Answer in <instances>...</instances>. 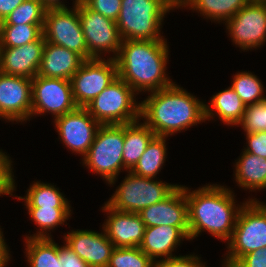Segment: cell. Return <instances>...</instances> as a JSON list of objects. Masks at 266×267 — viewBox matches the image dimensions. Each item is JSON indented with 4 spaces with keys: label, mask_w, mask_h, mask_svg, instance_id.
<instances>
[{
    "label": "cell",
    "mask_w": 266,
    "mask_h": 267,
    "mask_svg": "<svg viewBox=\"0 0 266 267\" xmlns=\"http://www.w3.org/2000/svg\"><path fill=\"white\" fill-rule=\"evenodd\" d=\"M168 47L165 40H122L115 61L118 77L135 92H154L173 84L166 77Z\"/></svg>",
    "instance_id": "1"
},
{
    "label": "cell",
    "mask_w": 266,
    "mask_h": 267,
    "mask_svg": "<svg viewBox=\"0 0 266 267\" xmlns=\"http://www.w3.org/2000/svg\"><path fill=\"white\" fill-rule=\"evenodd\" d=\"M140 104V117L156 136L167 137L205 121V104L175 83Z\"/></svg>",
    "instance_id": "2"
},
{
    "label": "cell",
    "mask_w": 266,
    "mask_h": 267,
    "mask_svg": "<svg viewBox=\"0 0 266 267\" xmlns=\"http://www.w3.org/2000/svg\"><path fill=\"white\" fill-rule=\"evenodd\" d=\"M184 191L188 204L189 239H194L201 230H207L214 237L229 242L242 208L236 207L233 192L211 184L192 192L184 187Z\"/></svg>",
    "instance_id": "3"
},
{
    "label": "cell",
    "mask_w": 266,
    "mask_h": 267,
    "mask_svg": "<svg viewBox=\"0 0 266 267\" xmlns=\"http://www.w3.org/2000/svg\"><path fill=\"white\" fill-rule=\"evenodd\" d=\"M173 8L167 0H121L116 24L122 40H165L160 26Z\"/></svg>",
    "instance_id": "4"
},
{
    "label": "cell",
    "mask_w": 266,
    "mask_h": 267,
    "mask_svg": "<svg viewBox=\"0 0 266 267\" xmlns=\"http://www.w3.org/2000/svg\"><path fill=\"white\" fill-rule=\"evenodd\" d=\"M229 241L224 267H232L242 256L266 247V204L254 199L243 203Z\"/></svg>",
    "instance_id": "5"
},
{
    "label": "cell",
    "mask_w": 266,
    "mask_h": 267,
    "mask_svg": "<svg viewBox=\"0 0 266 267\" xmlns=\"http://www.w3.org/2000/svg\"><path fill=\"white\" fill-rule=\"evenodd\" d=\"M134 92L124 80L117 77L85 108L100 125L132 123L141 119V104L134 100Z\"/></svg>",
    "instance_id": "6"
},
{
    "label": "cell",
    "mask_w": 266,
    "mask_h": 267,
    "mask_svg": "<svg viewBox=\"0 0 266 267\" xmlns=\"http://www.w3.org/2000/svg\"><path fill=\"white\" fill-rule=\"evenodd\" d=\"M123 148L124 124L100 125L83 163L114 184L123 168Z\"/></svg>",
    "instance_id": "7"
},
{
    "label": "cell",
    "mask_w": 266,
    "mask_h": 267,
    "mask_svg": "<svg viewBox=\"0 0 266 267\" xmlns=\"http://www.w3.org/2000/svg\"><path fill=\"white\" fill-rule=\"evenodd\" d=\"M128 173L107 202L115 210L139 213L142 209L165 199L179 186L137 176L131 171Z\"/></svg>",
    "instance_id": "8"
},
{
    "label": "cell",
    "mask_w": 266,
    "mask_h": 267,
    "mask_svg": "<svg viewBox=\"0 0 266 267\" xmlns=\"http://www.w3.org/2000/svg\"><path fill=\"white\" fill-rule=\"evenodd\" d=\"M43 36L46 42L65 47L88 60V49L78 15V8H48Z\"/></svg>",
    "instance_id": "9"
},
{
    "label": "cell",
    "mask_w": 266,
    "mask_h": 267,
    "mask_svg": "<svg viewBox=\"0 0 266 267\" xmlns=\"http://www.w3.org/2000/svg\"><path fill=\"white\" fill-rule=\"evenodd\" d=\"M118 77L115 59L85 60L71 77L73 99L77 107L85 108Z\"/></svg>",
    "instance_id": "10"
},
{
    "label": "cell",
    "mask_w": 266,
    "mask_h": 267,
    "mask_svg": "<svg viewBox=\"0 0 266 267\" xmlns=\"http://www.w3.org/2000/svg\"><path fill=\"white\" fill-rule=\"evenodd\" d=\"M75 6L78 8V15L87 44L88 60L101 58L100 54L103 50L109 53L112 51L115 54L112 59H115L122 43L116 22L89 9L83 2H78Z\"/></svg>",
    "instance_id": "11"
},
{
    "label": "cell",
    "mask_w": 266,
    "mask_h": 267,
    "mask_svg": "<svg viewBox=\"0 0 266 267\" xmlns=\"http://www.w3.org/2000/svg\"><path fill=\"white\" fill-rule=\"evenodd\" d=\"M225 22L232 41L241 49L259 47L266 40V0H251Z\"/></svg>",
    "instance_id": "12"
},
{
    "label": "cell",
    "mask_w": 266,
    "mask_h": 267,
    "mask_svg": "<svg viewBox=\"0 0 266 267\" xmlns=\"http://www.w3.org/2000/svg\"><path fill=\"white\" fill-rule=\"evenodd\" d=\"M76 108L70 80L40 75L32 79L31 116L51 112L56 119Z\"/></svg>",
    "instance_id": "13"
},
{
    "label": "cell",
    "mask_w": 266,
    "mask_h": 267,
    "mask_svg": "<svg viewBox=\"0 0 266 267\" xmlns=\"http://www.w3.org/2000/svg\"><path fill=\"white\" fill-rule=\"evenodd\" d=\"M54 122L60 135L59 139H62L66 147L85 157L100 126L88 110L77 107L57 117Z\"/></svg>",
    "instance_id": "14"
},
{
    "label": "cell",
    "mask_w": 266,
    "mask_h": 267,
    "mask_svg": "<svg viewBox=\"0 0 266 267\" xmlns=\"http://www.w3.org/2000/svg\"><path fill=\"white\" fill-rule=\"evenodd\" d=\"M32 79L0 72V117L26 121L31 117Z\"/></svg>",
    "instance_id": "15"
},
{
    "label": "cell",
    "mask_w": 266,
    "mask_h": 267,
    "mask_svg": "<svg viewBox=\"0 0 266 267\" xmlns=\"http://www.w3.org/2000/svg\"><path fill=\"white\" fill-rule=\"evenodd\" d=\"M138 214L146 227H178L189 238L188 204L184 186L179 185L165 199L142 209Z\"/></svg>",
    "instance_id": "16"
},
{
    "label": "cell",
    "mask_w": 266,
    "mask_h": 267,
    "mask_svg": "<svg viewBox=\"0 0 266 267\" xmlns=\"http://www.w3.org/2000/svg\"><path fill=\"white\" fill-rule=\"evenodd\" d=\"M44 47L43 35L19 47H0V72L33 79L38 73Z\"/></svg>",
    "instance_id": "17"
},
{
    "label": "cell",
    "mask_w": 266,
    "mask_h": 267,
    "mask_svg": "<svg viewBox=\"0 0 266 267\" xmlns=\"http://www.w3.org/2000/svg\"><path fill=\"white\" fill-rule=\"evenodd\" d=\"M102 210L108 212L107 215H109L103 229L115 247H139L141 245L146 226L138 213L115 210L107 203Z\"/></svg>",
    "instance_id": "18"
},
{
    "label": "cell",
    "mask_w": 266,
    "mask_h": 267,
    "mask_svg": "<svg viewBox=\"0 0 266 267\" xmlns=\"http://www.w3.org/2000/svg\"><path fill=\"white\" fill-rule=\"evenodd\" d=\"M98 233L88 230H77L66 234L65 240L84 262L91 267H107L110 256L115 249L105 231Z\"/></svg>",
    "instance_id": "19"
},
{
    "label": "cell",
    "mask_w": 266,
    "mask_h": 267,
    "mask_svg": "<svg viewBox=\"0 0 266 267\" xmlns=\"http://www.w3.org/2000/svg\"><path fill=\"white\" fill-rule=\"evenodd\" d=\"M84 61L80 54L45 41L37 75L70 80Z\"/></svg>",
    "instance_id": "20"
},
{
    "label": "cell",
    "mask_w": 266,
    "mask_h": 267,
    "mask_svg": "<svg viewBox=\"0 0 266 267\" xmlns=\"http://www.w3.org/2000/svg\"><path fill=\"white\" fill-rule=\"evenodd\" d=\"M182 238L189 239L178 227L158 225L146 227L139 248L153 260L156 257L170 258Z\"/></svg>",
    "instance_id": "21"
},
{
    "label": "cell",
    "mask_w": 266,
    "mask_h": 267,
    "mask_svg": "<svg viewBox=\"0 0 266 267\" xmlns=\"http://www.w3.org/2000/svg\"><path fill=\"white\" fill-rule=\"evenodd\" d=\"M138 122L124 124L123 168L126 171L134 168L149 142L156 136L145 123Z\"/></svg>",
    "instance_id": "22"
},
{
    "label": "cell",
    "mask_w": 266,
    "mask_h": 267,
    "mask_svg": "<svg viewBox=\"0 0 266 267\" xmlns=\"http://www.w3.org/2000/svg\"><path fill=\"white\" fill-rule=\"evenodd\" d=\"M210 102L211 108L205 104V119L213 118V111L215 109V114L227 125H238L246 108V105L232 86L213 95Z\"/></svg>",
    "instance_id": "23"
},
{
    "label": "cell",
    "mask_w": 266,
    "mask_h": 267,
    "mask_svg": "<svg viewBox=\"0 0 266 267\" xmlns=\"http://www.w3.org/2000/svg\"><path fill=\"white\" fill-rule=\"evenodd\" d=\"M235 166V178L240 187L250 191L266 188V158L243 151Z\"/></svg>",
    "instance_id": "24"
},
{
    "label": "cell",
    "mask_w": 266,
    "mask_h": 267,
    "mask_svg": "<svg viewBox=\"0 0 266 267\" xmlns=\"http://www.w3.org/2000/svg\"><path fill=\"white\" fill-rule=\"evenodd\" d=\"M30 267H62L59 246L52 238H25Z\"/></svg>",
    "instance_id": "25"
},
{
    "label": "cell",
    "mask_w": 266,
    "mask_h": 267,
    "mask_svg": "<svg viewBox=\"0 0 266 267\" xmlns=\"http://www.w3.org/2000/svg\"><path fill=\"white\" fill-rule=\"evenodd\" d=\"M251 0H185L182 7L190 6L213 21H227Z\"/></svg>",
    "instance_id": "26"
},
{
    "label": "cell",
    "mask_w": 266,
    "mask_h": 267,
    "mask_svg": "<svg viewBox=\"0 0 266 267\" xmlns=\"http://www.w3.org/2000/svg\"><path fill=\"white\" fill-rule=\"evenodd\" d=\"M166 137L155 136L148 144L131 172L137 176L155 178L166 157Z\"/></svg>",
    "instance_id": "27"
},
{
    "label": "cell",
    "mask_w": 266,
    "mask_h": 267,
    "mask_svg": "<svg viewBox=\"0 0 266 267\" xmlns=\"http://www.w3.org/2000/svg\"><path fill=\"white\" fill-rule=\"evenodd\" d=\"M25 199L26 207H52V208H70L69 203L63 194L53 185L41 182H35L27 191L26 197H17Z\"/></svg>",
    "instance_id": "28"
},
{
    "label": "cell",
    "mask_w": 266,
    "mask_h": 267,
    "mask_svg": "<svg viewBox=\"0 0 266 267\" xmlns=\"http://www.w3.org/2000/svg\"><path fill=\"white\" fill-rule=\"evenodd\" d=\"M44 24L0 25V47H19L38 40Z\"/></svg>",
    "instance_id": "29"
},
{
    "label": "cell",
    "mask_w": 266,
    "mask_h": 267,
    "mask_svg": "<svg viewBox=\"0 0 266 267\" xmlns=\"http://www.w3.org/2000/svg\"><path fill=\"white\" fill-rule=\"evenodd\" d=\"M27 209L31 219L40 227V231L36 235H30V238H51L46 232L55 226L63 225L71 214L70 208L27 207Z\"/></svg>",
    "instance_id": "30"
},
{
    "label": "cell",
    "mask_w": 266,
    "mask_h": 267,
    "mask_svg": "<svg viewBox=\"0 0 266 267\" xmlns=\"http://www.w3.org/2000/svg\"><path fill=\"white\" fill-rule=\"evenodd\" d=\"M46 10L40 0H24L0 25L44 24Z\"/></svg>",
    "instance_id": "31"
},
{
    "label": "cell",
    "mask_w": 266,
    "mask_h": 267,
    "mask_svg": "<svg viewBox=\"0 0 266 267\" xmlns=\"http://www.w3.org/2000/svg\"><path fill=\"white\" fill-rule=\"evenodd\" d=\"M232 82V88L246 106L266 100L262 94L264 92L263 85L252 73L238 72Z\"/></svg>",
    "instance_id": "32"
},
{
    "label": "cell",
    "mask_w": 266,
    "mask_h": 267,
    "mask_svg": "<svg viewBox=\"0 0 266 267\" xmlns=\"http://www.w3.org/2000/svg\"><path fill=\"white\" fill-rule=\"evenodd\" d=\"M155 263L139 247H115L107 267H155Z\"/></svg>",
    "instance_id": "33"
},
{
    "label": "cell",
    "mask_w": 266,
    "mask_h": 267,
    "mask_svg": "<svg viewBox=\"0 0 266 267\" xmlns=\"http://www.w3.org/2000/svg\"><path fill=\"white\" fill-rule=\"evenodd\" d=\"M246 134L266 131V100L246 106L244 115L238 123Z\"/></svg>",
    "instance_id": "34"
},
{
    "label": "cell",
    "mask_w": 266,
    "mask_h": 267,
    "mask_svg": "<svg viewBox=\"0 0 266 267\" xmlns=\"http://www.w3.org/2000/svg\"><path fill=\"white\" fill-rule=\"evenodd\" d=\"M89 9L102 14L104 17L110 18L116 22L120 9L121 0H83Z\"/></svg>",
    "instance_id": "35"
},
{
    "label": "cell",
    "mask_w": 266,
    "mask_h": 267,
    "mask_svg": "<svg viewBox=\"0 0 266 267\" xmlns=\"http://www.w3.org/2000/svg\"><path fill=\"white\" fill-rule=\"evenodd\" d=\"M11 165L9 157L0 151V195H12L15 188Z\"/></svg>",
    "instance_id": "36"
},
{
    "label": "cell",
    "mask_w": 266,
    "mask_h": 267,
    "mask_svg": "<svg viewBox=\"0 0 266 267\" xmlns=\"http://www.w3.org/2000/svg\"><path fill=\"white\" fill-rule=\"evenodd\" d=\"M155 267H206L200 262L197 256H174L170 258H163L155 263Z\"/></svg>",
    "instance_id": "37"
},
{
    "label": "cell",
    "mask_w": 266,
    "mask_h": 267,
    "mask_svg": "<svg viewBox=\"0 0 266 267\" xmlns=\"http://www.w3.org/2000/svg\"><path fill=\"white\" fill-rule=\"evenodd\" d=\"M246 137L248 145L245 152L266 158V131L248 133Z\"/></svg>",
    "instance_id": "38"
},
{
    "label": "cell",
    "mask_w": 266,
    "mask_h": 267,
    "mask_svg": "<svg viewBox=\"0 0 266 267\" xmlns=\"http://www.w3.org/2000/svg\"><path fill=\"white\" fill-rule=\"evenodd\" d=\"M232 267H266V247L242 256Z\"/></svg>",
    "instance_id": "39"
},
{
    "label": "cell",
    "mask_w": 266,
    "mask_h": 267,
    "mask_svg": "<svg viewBox=\"0 0 266 267\" xmlns=\"http://www.w3.org/2000/svg\"><path fill=\"white\" fill-rule=\"evenodd\" d=\"M59 260L62 267H91L84 262L67 244L59 247Z\"/></svg>",
    "instance_id": "40"
},
{
    "label": "cell",
    "mask_w": 266,
    "mask_h": 267,
    "mask_svg": "<svg viewBox=\"0 0 266 267\" xmlns=\"http://www.w3.org/2000/svg\"><path fill=\"white\" fill-rule=\"evenodd\" d=\"M24 0H0V22L16 8Z\"/></svg>",
    "instance_id": "41"
},
{
    "label": "cell",
    "mask_w": 266,
    "mask_h": 267,
    "mask_svg": "<svg viewBox=\"0 0 266 267\" xmlns=\"http://www.w3.org/2000/svg\"><path fill=\"white\" fill-rule=\"evenodd\" d=\"M3 232L0 229V267H5L9 259V253L7 250V245L3 239Z\"/></svg>",
    "instance_id": "42"
},
{
    "label": "cell",
    "mask_w": 266,
    "mask_h": 267,
    "mask_svg": "<svg viewBox=\"0 0 266 267\" xmlns=\"http://www.w3.org/2000/svg\"><path fill=\"white\" fill-rule=\"evenodd\" d=\"M48 8H67L60 0H40ZM62 3V4H61Z\"/></svg>",
    "instance_id": "43"
},
{
    "label": "cell",
    "mask_w": 266,
    "mask_h": 267,
    "mask_svg": "<svg viewBox=\"0 0 266 267\" xmlns=\"http://www.w3.org/2000/svg\"><path fill=\"white\" fill-rule=\"evenodd\" d=\"M167 1L176 8L177 6L180 7L185 2V0H167Z\"/></svg>",
    "instance_id": "44"
},
{
    "label": "cell",
    "mask_w": 266,
    "mask_h": 267,
    "mask_svg": "<svg viewBox=\"0 0 266 267\" xmlns=\"http://www.w3.org/2000/svg\"><path fill=\"white\" fill-rule=\"evenodd\" d=\"M83 0H75L74 6L78 3V2H82Z\"/></svg>",
    "instance_id": "45"
}]
</instances>
